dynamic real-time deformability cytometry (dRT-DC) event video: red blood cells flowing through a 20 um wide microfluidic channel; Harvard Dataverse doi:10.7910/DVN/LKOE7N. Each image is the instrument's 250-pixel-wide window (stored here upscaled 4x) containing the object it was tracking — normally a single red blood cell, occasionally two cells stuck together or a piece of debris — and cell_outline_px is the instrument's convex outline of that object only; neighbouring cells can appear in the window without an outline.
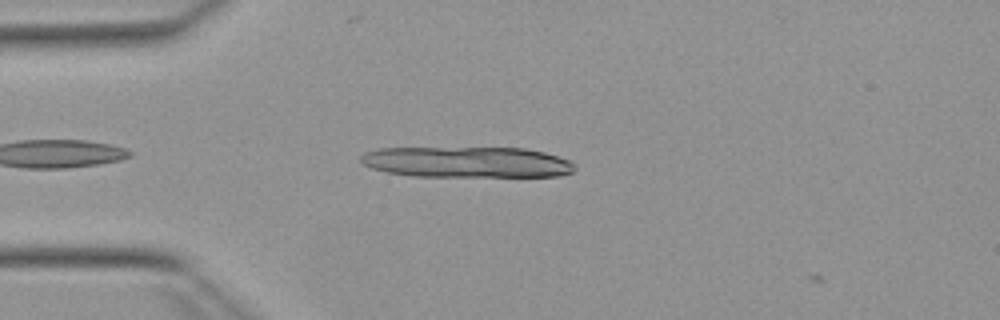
{"species": "Egyptian fruit bat (a non-hibernating species)", "species_latin": "Rousettus aegyptiacus", "temperature_condition": "warm", "stored_images_in_passage": 6, "camera_frame_rate_fps": 3000, "um_per_image_px": 0.085, "animal": {"sex": "female"}, "frame": {"image": 1, "passage_image": 5, "time_ms": 1.333, "image_size_px": [1000, 320], "cell_outline_px": [[576, 168], [572, 172], [556, 176], [416, 176], [388, 172], [372, 168], [364, 164], [360, 160], [360, 156], [364, 152], [380, 148], [524, 148], [544, 152], [568, 160]], "centroid_in_image_um": [39.67, 13.77], "position_along_channel_um": 45.3, "area_um2": 38.21}}